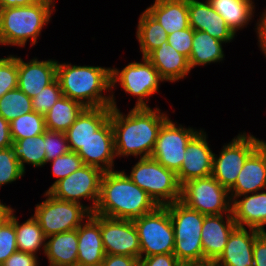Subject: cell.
I'll list each match as a JSON object with an SVG mask.
<instances>
[{
	"instance_id": "obj_1",
	"label": "cell",
	"mask_w": 266,
	"mask_h": 266,
	"mask_svg": "<svg viewBox=\"0 0 266 266\" xmlns=\"http://www.w3.org/2000/svg\"><path fill=\"white\" fill-rule=\"evenodd\" d=\"M162 111L157 106L155 109L132 108L124 115L120 109L111 107L116 158L131 155L151 157L162 125L171 118Z\"/></svg>"
},
{
	"instance_id": "obj_2",
	"label": "cell",
	"mask_w": 266,
	"mask_h": 266,
	"mask_svg": "<svg viewBox=\"0 0 266 266\" xmlns=\"http://www.w3.org/2000/svg\"><path fill=\"white\" fill-rule=\"evenodd\" d=\"M158 205L124 170L103 172L100 195L94 214L134 220L152 212Z\"/></svg>"
},
{
	"instance_id": "obj_3",
	"label": "cell",
	"mask_w": 266,
	"mask_h": 266,
	"mask_svg": "<svg viewBox=\"0 0 266 266\" xmlns=\"http://www.w3.org/2000/svg\"><path fill=\"white\" fill-rule=\"evenodd\" d=\"M62 95L85 107L118 108L111 89V67L72 65L57 61V77ZM110 92L109 95H104Z\"/></svg>"
},
{
	"instance_id": "obj_4",
	"label": "cell",
	"mask_w": 266,
	"mask_h": 266,
	"mask_svg": "<svg viewBox=\"0 0 266 266\" xmlns=\"http://www.w3.org/2000/svg\"><path fill=\"white\" fill-rule=\"evenodd\" d=\"M55 0H39L28 6L0 9V45L24 47L38 43L41 31L55 11Z\"/></svg>"
},
{
	"instance_id": "obj_5",
	"label": "cell",
	"mask_w": 266,
	"mask_h": 266,
	"mask_svg": "<svg viewBox=\"0 0 266 266\" xmlns=\"http://www.w3.org/2000/svg\"><path fill=\"white\" fill-rule=\"evenodd\" d=\"M174 228V252L183 265L203 261L201 228L204 214L188 208L181 201L165 205Z\"/></svg>"
},
{
	"instance_id": "obj_6",
	"label": "cell",
	"mask_w": 266,
	"mask_h": 266,
	"mask_svg": "<svg viewBox=\"0 0 266 266\" xmlns=\"http://www.w3.org/2000/svg\"><path fill=\"white\" fill-rule=\"evenodd\" d=\"M127 175L144 190L158 206L181 200V185L177 174L153 158H139Z\"/></svg>"
},
{
	"instance_id": "obj_7",
	"label": "cell",
	"mask_w": 266,
	"mask_h": 266,
	"mask_svg": "<svg viewBox=\"0 0 266 266\" xmlns=\"http://www.w3.org/2000/svg\"><path fill=\"white\" fill-rule=\"evenodd\" d=\"M140 60L128 63L122 70L111 68V89L120 86L125 94L137 98L133 108H149V98L159 92V83L165 81L146 57Z\"/></svg>"
},
{
	"instance_id": "obj_8",
	"label": "cell",
	"mask_w": 266,
	"mask_h": 266,
	"mask_svg": "<svg viewBox=\"0 0 266 266\" xmlns=\"http://www.w3.org/2000/svg\"><path fill=\"white\" fill-rule=\"evenodd\" d=\"M141 246L140 257L173 254L174 228L166 206H157L152 212L133 220Z\"/></svg>"
},
{
	"instance_id": "obj_9",
	"label": "cell",
	"mask_w": 266,
	"mask_h": 266,
	"mask_svg": "<svg viewBox=\"0 0 266 266\" xmlns=\"http://www.w3.org/2000/svg\"><path fill=\"white\" fill-rule=\"evenodd\" d=\"M46 199L36 204L33 217L45 237L77 229L91 214L83 205L59 200L47 191Z\"/></svg>"
},
{
	"instance_id": "obj_10",
	"label": "cell",
	"mask_w": 266,
	"mask_h": 266,
	"mask_svg": "<svg viewBox=\"0 0 266 266\" xmlns=\"http://www.w3.org/2000/svg\"><path fill=\"white\" fill-rule=\"evenodd\" d=\"M180 201L204 215L232 213L229 191L212 175L184 183Z\"/></svg>"
},
{
	"instance_id": "obj_11",
	"label": "cell",
	"mask_w": 266,
	"mask_h": 266,
	"mask_svg": "<svg viewBox=\"0 0 266 266\" xmlns=\"http://www.w3.org/2000/svg\"><path fill=\"white\" fill-rule=\"evenodd\" d=\"M261 145V139L240 132L224 144L219 156L214 153L212 176L228 191L235 185L246 159Z\"/></svg>"
},
{
	"instance_id": "obj_12",
	"label": "cell",
	"mask_w": 266,
	"mask_h": 266,
	"mask_svg": "<svg viewBox=\"0 0 266 266\" xmlns=\"http://www.w3.org/2000/svg\"><path fill=\"white\" fill-rule=\"evenodd\" d=\"M102 175L100 168L84 165L46 191L59 200L81 204L93 213L99 200ZM81 199L91 200L92 204L85 205Z\"/></svg>"
},
{
	"instance_id": "obj_13",
	"label": "cell",
	"mask_w": 266,
	"mask_h": 266,
	"mask_svg": "<svg viewBox=\"0 0 266 266\" xmlns=\"http://www.w3.org/2000/svg\"><path fill=\"white\" fill-rule=\"evenodd\" d=\"M199 131L192 127L177 125L170 118L162 125L151 158L165 168L177 173L183 163L186 146Z\"/></svg>"
},
{
	"instance_id": "obj_14",
	"label": "cell",
	"mask_w": 266,
	"mask_h": 266,
	"mask_svg": "<svg viewBox=\"0 0 266 266\" xmlns=\"http://www.w3.org/2000/svg\"><path fill=\"white\" fill-rule=\"evenodd\" d=\"M100 230L106 255H127L140 259L141 246L133 220L100 215Z\"/></svg>"
},
{
	"instance_id": "obj_15",
	"label": "cell",
	"mask_w": 266,
	"mask_h": 266,
	"mask_svg": "<svg viewBox=\"0 0 266 266\" xmlns=\"http://www.w3.org/2000/svg\"><path fill=\"white\" fill-rule=\"evenodd\" d=\"M207 138V133L200 128L188 142L183 163L176 173L181 186L189 180L211 176L214 153Z\"/></svg>"
},
{
	"instance_id": "obj_16",
	"label": "cell",
	"mask_w": 266,
	"mask_h": 266,
	"mask_svg": "<svg viewBox=\"0 0 266 266\" xmlns=\"http://www.w3.org/2000/svg\"><path fill=\"white\" fill-rule=\"evenodd\" d=\"M77 154L84 165L95 166L103 172L115 170L114 134L110 118L82 145Z\"/></svg>"
},
{
	"instance_id": "obj_17",
	"label": "cell",
	"mask_w": 266,
	"mask_h": 266,
	"mask_svg": "<svg viewBox=\"0 0 266 266\" xmlns=\"http://www.w3.org/2000/svg\"><path fill=\"white\" fill-rule=\"evenodd\" d=\"M57 77V60H38L34 57L25 62L18 57V88L33 98Z\"/></svg>"
},
{
	"instance_id": "obj_18",
	"label": "cell",
	"mask_w": 266,
	"mask_h": 266,
	"mask_svg": "<svg viewBox=\"0 0 266 266\" xmlns=\"http://www.w3.org/2000/svg\"><path fill=\"white\" fill-rule=\"evenodd\" d=\"M188 15L190 27L219 41L230 43L237 36L208 0H188Z\"/></svg>"
},
{
	"instance_id": "obj_19",
	"label": "cell",
	"mask_w": 266,
	"mask_h": 266,
	"mask_svg": "<svg viewBox=\"0 0 266 266\" xmlns=\"http://www.w3.org/2000/svg\"><path fill=\"white\" fill-rule=\"evenodd\" d=\"M266 189V141L246 159L235 185L229 190L230 199Z\"/></svg>"
},
{
	"instance_id": "obj_20",
	"label": "cell",
	"mask_w": 266,
	"mask_h": 266,
	"mask_svg": "<svg viewBox=\"0 0 266 266\" xmlns=\"http://www.w3.org/2000/svg\"><path fill=\"white\" fill-rule=\"evenodd\" d=\"M236 226L232 213L205 215L201 228L203 261L216 260L221 255Z\"/></svg>"
},
{
	"instance_id": "obj_21",
	"label": "cell",
	"mask_w": 266,
	"mask_h": 266,
	"mask_svg": "<svg viewBox=\"0 0 266 266\" xmlns=\"http://www.w3.org/2000/svg\"><path fill=\"white\" fill-rule=\"evenodd\" d=\"M77 266H101L105 250L100 230V215L91 213L77 228Z\"/></svg>"
},
{
	"instance_id": "obj_22",
	"label": "cell",
	"mask_w": 266,
	"mask_h": 266,
	"mask_svg": "<svg viewBox=\"0 0 266 266\" xmlns=\"http://www.w3.org/2000/svg\"><path fill=\"white\" fill-rule=\"evenodd\" d=\"M261 234L257 229L236 226L230 233L226 247L216 259L223 266H254L253 246Z\"/></svg>"
},
{
	"instance_id": "obj_23",
	"label": "cell",
	"mask_w": 266,
	"mask_h": 266,
	"mask_svg": "<svg viewBox=\"0 0 266 266\" xmlns=\"http://www.w3.org/2000/svg\"><path fill=\"white\" fill-rule=\"evenodd\" d=\"M111 107H86L65 132L70 151L77 152L110 118Z\"/></svg>"
},
{
	"instance_id": "obj_24",
	"label": "cell",
	"mask_w": 266,
	"mask_h": 266,
	"mask_svg": "<svg viewBox=\"0 0 266 266\" xmlns=\"http://www.w3.org/2000/svg\"><path fill=\"white\" fill-rule=\"evenodd\" d=\"M231 201V212L238 227L259 231L265 229L266 192L264 190L234 197Z\"/></svg>"
},
{
	"instance_id": "obj_25",
	"label": "cell",
	"mask_w": 266,
	"mask_h": 266,
	"mask_svg": "<svg viewBox=\"0 0 266 266\" xmlns=\"http://www.w3.org/2000/svg\"><path fill=\"white\" fill-rule=\"evenodd\" d=\"M158 70L160 77L166 82H176L184 79L191 72L186 56L177 52L167 41L153 50L146 57Z\"/></svg>"
},
{
	"instance_id": "obj_26",
	"label": "cell",
	"mask_w": 266,
	"mask_h": 266,
	"mask_svg": "<svg viewBox=\"0 0 266 266\" xmlns=\"http://www.w3.org/2000/svg\"><path fill=\"white\" fill-rule=\"evenodd\" d=\"M145 10L159 22L168 35L190 27L188 0H154Z\"/></svg>"
},
{
	"instance_id": "obj_27",
	"label": "cell",
	"mask_w": 266,
	"mask_h": 266,
	"mask_svg": "<svg viewBox=\"0 0 266 266\" xmlns=\"http://www.w3.org/2000/svg\"><path fill=\"white\" fill-rule=\"evenodd\" d=\"M44 254L49 266H77V229L47 237Z\"/></svg>"
},
{
	"instance_id": "obj_28",
	"label": "cell",
	"mask_w": 266,
	"mask_h": 266,
	"mask_svg": "<svg viewBox=\"0 0 266 266\" xmlns=\"http://www.w3.org/2000/svg\"><path fill=\"white\" fill-rule=\"evenodd\" d=\"M212 7L225 20L226 24L237 33L253 20L255 13L254 0H208Z\"/></svg>"
},
{
	"instance_id": "obj_29",
	"label": "cell",
	"mask_w": 266,
	"mask_h": 266,
	"mask_svg": "<svg viewBox=\"0 0 266 266\" xmlns=\"http://www.w3.org/2000/svg\"><path fill=\"white\" fill-rule=\"evenodd\" d=\"M223 44L226 43L215 39L204 31L194 30L192 51L188 59L190 69L222 62L225 58Z\"/></svg>"
},
{
	"instance_id": "obj_30",
	"label": "cell",
	"mask_w": 266,
	"mask_h": 266,
	"mask_svg": "<svg viewBox=\"0 0 266 266\" xmlns=\"http://www.w3.org/2000/svg\"><path fill=\"white\" fill-rule=\"evenodd\" d=\"M85 108L76 100L60 97L44 114L46 130L65 133Z\"/></svg>"
},
{
	"instance_id": "obj_31",
	"label": "cell",
	"mask_w": 266,
	"mask_h": 266,
	"mask_svg": "<svg viewBox=\"0 0 266 266\" xmlns=\"http://www.w3.org/2000/svg\"><path fill=\"white\" fill-rule=\"evenodd\" d=\"M136 37L142 57H147L167 41L168 34L159 22L144 10L138 20Z\"/></svg>"
},
{
	"instance_id": "obj_32",
	"label": "cell",
	"mask_w": 266,
	"mask_h": 266,
	"mask_svg": "<svg viewBox=\"0 0 266 266\" xmlns=\"http://www.w3.org/2000/svg\"><path fill=\"white\" fill-rule=\"evenodd\" d=\"M14 227L16 230V244L18 251L37 255V252H45L46 237L33 214L25 222L19 223L14 214Z\"/></svg>"
},
{
	"instance_id": "obj_33",
	"label": "cell",
	"mask_w": 266,
	"mask_h": 266,
	"mask_svg": "<svg viewBox=\"0 0 266 266\" xmlns=\"http://www.w3.org/2000/svg\"><path fill=\"white\" fill-rule=\"evenodd\" d=\"M11 147L24 172L26 170L25 163L30 164L34 168L46 165L44 133L35 137L13 141Z\"/></svg>"
},
{
	"instance_id": "obj_34",
	"label": "cell",
	"mask_w": 266,
	"mask_h": 266,
	"mask_svg": "<svg viewBox=\"0 0 266 266\" xmlns=\"http://www.w3.org/2000/svg\"><path fill=\"white\" fill-rule=\"evenodd\" d=\"M32 98L28 97L19 88L8 91L0 98V115L7 121L32 112Z\"/></svg>"
},
{
	"instance_id": "obj_35",
	"label": "cell",
	"mask_w": 266,
	"mask_h": 266,
	"mask_svg": "<svg viewBox=\"0 0 266 266\" xmlns=\"http://www.w3.org/2000/svg\"><path fill=\"white\" fill-rule=\"evenodd\" d=\"M11 137L16 140L35 137L46 131L44 115L35 111L26 113L9 123Z\"/></svg>"
},
{
	"instance_id": "obj_36",
	"label": "cell",
	"mask_w": 266,
	"mask_h": 266,
	"mask_svg": "<svg viewBox=\"0 0 266 266\" xmlns=\"http://www.w3.org/2000/svg\"><path fill=\"white\" fill-rule=\"evenodd\" d=\"M25 173L11 146L0 149V187L24 177Z\"/></svg>"
},
{
	"instance_id": "obj_37",
	"label": "cell",
	"mask_w": 266,
	"mask_h": 266,
	"mask_svg": "<svg viewBox=\"0 0 266 266\" xmlns=\"http://www.w3.org/2000/svg\"><path fill=\"white\" fill-rule=\"evenodd\" d=\"M18 56L0 57V98L18 88Z\"/></svg>"
},
{
	"instance_id": "obj_38",
	"label": "cell",
	"mask_w": 266,
	"mask_h": 266,
	"mask_svg": "<svg viewBox=\"0 0 266 266\" xmlns=\"http://www.w3.org/2000/svg\"><path fill=\"white\" fill-rule=\"evenodd\" d=\"M51 162V170L56 181L48 188V190L59 180L69 176L74 171L84 166L83 160L77 154V152L69 151L67 154L61 155Z\"/></svg>"
},
{
	"instance_id": "obj_39",
	"label": "cell",
	"mask_w": 266,
	"mask_h": 266,
	"mask_svg": "<svg viewBox=\"0 0 266 266\" xmlns=\"http://www.w3.org/2000/svg\"><path fill=\"white\" fill-rule=\"evenodd\" d=\"M14 213L15 209L0 227V266L9 256L18 251L16 244V230L14 227Z\"/></svg>"
},
{
	"instance_id": "obj_40",
	"label": "cell",
	"mask_w": 266,
	"mask_h": 266,
	"mask_svg": "<svg viewBox=\"0 0 266 266\" xmlns=\"http://www.w3.org/2000/svg\"><path fill=\"white\" fill-rule=\"evenodd\" d=\"M62 96L60 84L56 79L53 83L46 86L40 93L32 98V109L33 111L44 115Z\"/></svg>"
},
{
	"instance_id": "obj_41",
	"label": "cell",
	"mask_w": 266,
	"mask_h": 266,
	"mask_svg": "<svg viewBox=\"0 0 266 266\" xmlns=\"http://www.w3.org/2000/svg\"><path fill=\"white\" fill-rule=\"evenodd\" d=\"M44 142L46 164L70 151L66 135L63 132L46 130L44 132Z\"/></svg>"
},
{
	"instance_id": "obj_42",
	"label": "cell",
	"mask_w": 266,
	"mask_h": 266,
	"mask_svg": "<svg viewBox=\"0 0 266 266\" xmlns=\"http://www.w3.org/2000/svg\"><path fill=\"white\" fill-rule=\"evenodd\" d=\"M194 38V29L188 27L184 30H178L168 35L167 42L177 52L183 54L188 59L192 51V42Z\"/></svg>"
},
{
	"instance_id": "obj_43",
	"label": "cell",
	"mask_w": 266,
	"mask_h": 266,
	"mask_svg": "<svg viewBox=\"0 0 266 266\" xmlns=\"http://www.w3.org/2000/svg\"><path fill=\"white\" fill-rule=\"evenodd\" d=\"M139 266H183L174 254H158L140 257Z\"/></svg>"
},
{
	"instance_id": "obj_44",
	"label": "cell",
	"mask_w": 266,
	"mask_h": 266,
	"mask_svg": "<svg viewBox=\"0 0 266 266\" xmlns=\"http://www.w3.org/2000/svg\"><path fill=\"white\" fill-rule=\"evenodd\" d=\"M38 255L16 251L1 266H39Z\"/></svg>"
},
{
	"instance_id": "obj_45",
	"label": "cell",
	"mask_w": 266,
	"mask_h": 266,
	"mask_svg": "<svg viewBox=\"0 0 266 266\" xmlns=\"http://www.w3.org/2000/svg\"><path fill=\"white\" fill-rule=\"evenodd\" d=\"M254 266H266V238L260 234L253 246Z\"/></svg>"
},
{
	"instance_id": "obj_46",
	"label": "cell",
	"mask_w": 266,
	"mask_h": 266,
	"mask_svg": "<svg viewBox=\"0 0 266 266\" xmlns=\"http://www.w3.org/2000/svg\"><path fill=\"white\" fill-rule=\"evenodd\" d=\"M101 266H139V260L127 255H105Z\"/></svg>"
},
{
	"instance_id": "obj_47",
	"label": "cell",
	"mask_w": 266,
	"mask_h": 266,
	"mask_svg": "<svg viewBox=\"0 0 266 266\" xmlns=\"http://www.w3.org/2000/svg\"><path fill=\"white\" fill-rule=\"evenodd\" d=\"M259 17L260 19L255 23V32L258 37V46L266 57V8Z\"/></svg>"
},
{
	"instance_id": "obj_48",
	"label": "cell",
	"mask_w": 266,
	"mask_h": 266,
	"mask_svg": "<svg viewBox=\"0 0 266 266\" xmlns=\"http://www.w3.org/2000/svg\"><path fill=\"white\" fill-rule=\"evenodd\" d=\"M12 143L9 122L0 115V149L10 147Z\"/></svg>"
},
{
	"instance_id": "obj_49",
	"label": "cell",
	"mask_w": 266,
	"mask_h": 266,
	"mask_svg": "<svg viewBox=\"0 0 266 266\" xmlns=\"http://www.w3.org/2000/svg\"><path fill=\"white\" fill-rule=\"evenodd\" d=\"M38 1L39 0H0V9L16 6H28Z\"/></svg>"
},
{
	"instance_id": "obj_50",
	"label": "cell",
	"mask_w": 266,
	"mask_h": 266,
	"mask_svg": "<svg viewBox=\"0 0 266 266\" xmlns=\"http://www.w3.org/2000/svg\"><path fill=\"white\" fill-rule=\"evenodd\" d=\"M13 210L11 206L6 205V203L3 204L0 200V227L10 217Z\"/></svg>"
},
{
	"instance_id": "obj_51",
	"label": "cell",
	"mask_w": 266,
	"mask_h": 266,
	"mask_svg": "<svg viewBox=\"0 0 266 266\" xmlns=\"http://www.w3.org/2000/svg\"><path fill=\"white\" fill-rule=\"evenodd\" d=\"M186 266H223L216 260H204L200 262H193L190 264H187Z\"/></svg>"
},
{
	"instance_id": "obj_52",
	"label": "cell",
	"mask_w": 266,
	"mask_h": 266,
	"mask_svg": "<svg viewBox=\"0 0 266 266\" xmlns=\"http://www.w3.org/2000/svg\"><path fill=\"white\" fill-rule=\"evenodd\" d=\"M260 232L266 238V230L265 229H262Z\"/></svg>"
}]
</instances>
